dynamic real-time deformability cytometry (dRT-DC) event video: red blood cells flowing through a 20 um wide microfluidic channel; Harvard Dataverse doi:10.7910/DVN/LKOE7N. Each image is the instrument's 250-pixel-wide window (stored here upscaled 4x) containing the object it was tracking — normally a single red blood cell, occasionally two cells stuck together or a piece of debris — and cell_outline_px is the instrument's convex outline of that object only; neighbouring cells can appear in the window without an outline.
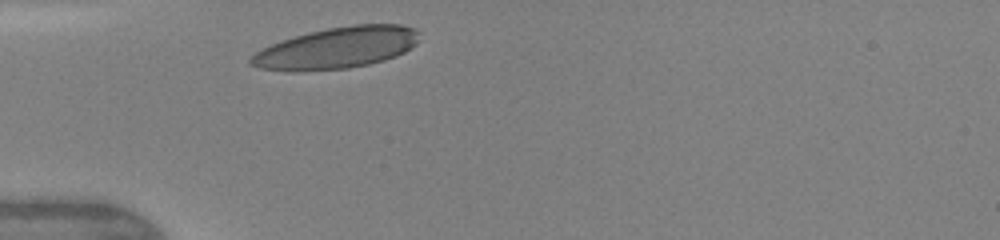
{"species": "human", "species_latin": "Homo sapiens", "temperature_condition": "warm", "stored_images_in_passage": 6, "camera_frame_rate_fps": 3000, "um_per_image_px": 0.085, "donor": {"sex": "female"}, "frame": {"image": 1, "passage_image": 1, "time_ms": 0.0, "image_size_px": [1000, 240], "cell_outline_px": [[420, 40], [416, 44], [404, 52], [396, 56], [384, 60], [368, 64], [348, 68], [304, 72], [292, 72], [260, 68], [248, 64], [248, 60], [256, 52], [272, 44], [308, 32], [328, 28], [352, 24], [400, 24], [416, 28], [420, 32]], "centroid_in_image_um": [28.66, 4.08], "position_along_channel_um": 56.3, "area_um2": 40.92}}